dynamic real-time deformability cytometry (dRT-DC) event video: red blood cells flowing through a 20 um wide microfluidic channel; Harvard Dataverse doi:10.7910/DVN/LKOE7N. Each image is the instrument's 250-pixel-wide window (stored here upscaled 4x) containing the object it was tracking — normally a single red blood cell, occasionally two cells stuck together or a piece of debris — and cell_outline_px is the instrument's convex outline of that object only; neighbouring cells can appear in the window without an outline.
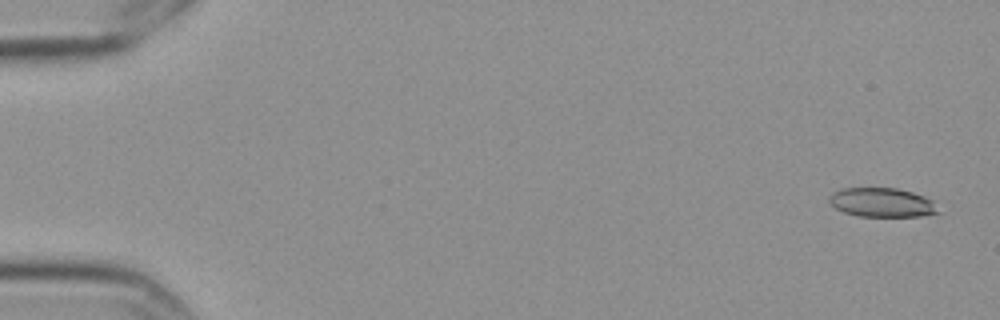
{"species": "Egyptian fruit bat (a non-hibernating species)", "species_latin": "Rousettus aegyptiacus", "temperature_condition": "cold", "stored_images_in_passage": 5, "camera_frame_rate_fps": 3000, "um_per_image_px": 0.085, "frame": {"image": 1, "passage_image": 1, "time_ms": 0.0, "image_size_px": [1000, 320], "cell_outline_px": [[944, 212], [920, 216], [860, 216], [844, 212], [836, 208], [828, 200], [828, 196], [832, 192], [840, 188], [896, 188], [912, 192], [924, 196], [932, 200]], "centroid_in_image_um": [75.0, 17.21], "position_along_channel_um": 10.0, "area_um2": 18.67}}